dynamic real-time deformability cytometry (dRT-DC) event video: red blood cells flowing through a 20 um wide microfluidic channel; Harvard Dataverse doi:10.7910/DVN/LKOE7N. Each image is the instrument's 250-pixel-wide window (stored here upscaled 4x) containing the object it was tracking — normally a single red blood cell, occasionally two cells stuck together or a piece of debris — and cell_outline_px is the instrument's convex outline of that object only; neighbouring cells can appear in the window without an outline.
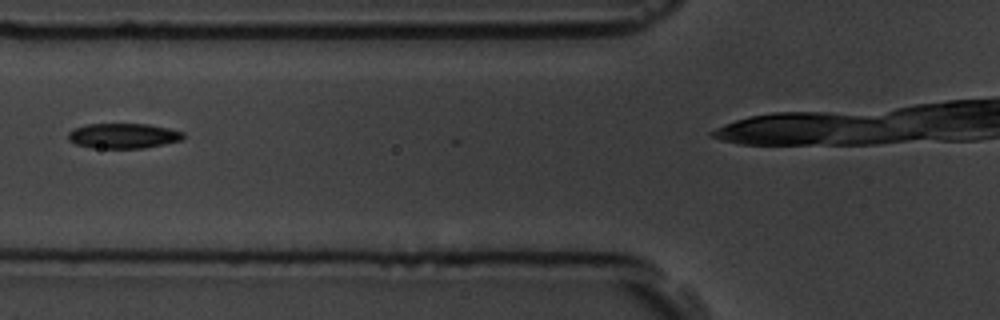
{"species": "common noctule bat (a hibernating species)", "species_latin": "Nyctalus noctula", "temperature_condition": "room temperature", "stored_images_in_passage": 9, "camera_frame_rate_fps": 3000, "um_per_image_px": 0.085, "animal": {"sex": "male", "body_mass_g": 19.5, "forearm_length_mm": 54.6}, "frame": {"image": 1, "passage_image": 7, "time_ms": 6.667, "image_size_px": [1000, 320], "cell_outline_px": [[184, 136], [180, 140], [144, 148], [92, 148], [76, 144], [68, 140], [68, 132], [72, 128], [88, 124], [148, 124], [168, 128], [184, 132]], "centroid_in_image_um": [10.43, 11.54], "position_along_channel_um": 115.4, "area_um2": 16.82}}